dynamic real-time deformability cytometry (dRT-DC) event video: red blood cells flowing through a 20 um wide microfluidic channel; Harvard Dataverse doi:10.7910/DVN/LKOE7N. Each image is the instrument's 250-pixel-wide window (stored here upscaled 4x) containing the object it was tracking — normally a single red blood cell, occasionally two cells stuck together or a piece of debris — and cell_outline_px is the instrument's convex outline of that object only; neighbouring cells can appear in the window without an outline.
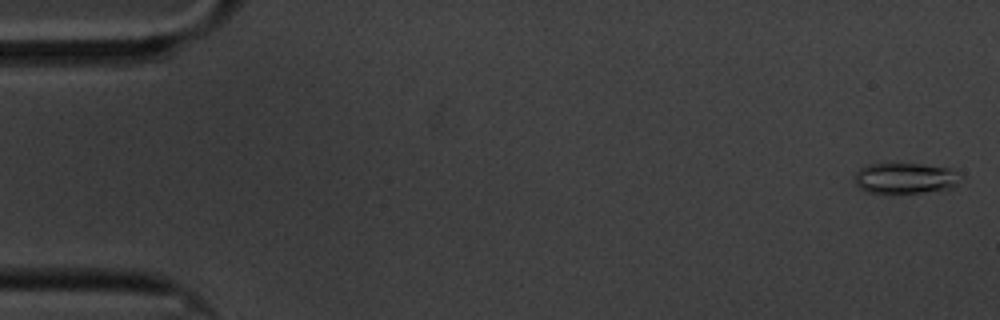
{"species": "common noctule bat (a hibernating species)", "species_latin": "Nyctalus noctula", "temperature_condition": "cold", "stored_images_in_passage": 54, "camera_frame_rate_fps": 3000, "um_per_image_px": 0.085, "animal": {"sex": "male", "body_mass_g": 20.1, "forearm_length_mm": 53.5}, "frame": {"image": 1, "passage_image": 2, "time_ms": 0.333, "image_size_px": [1000, 320], "cell_outline_px": [[964, 176], [952, 188], [920, 192], [868, 192], [860, 188], [856, 184], [856, 172], [860, 168], [868, 164], [920, 164], [948, 168]], "centroid_in_image_um": [76.97, 15.13], "position_along_channel_um": 8.0, "area_um2": 18.61}}
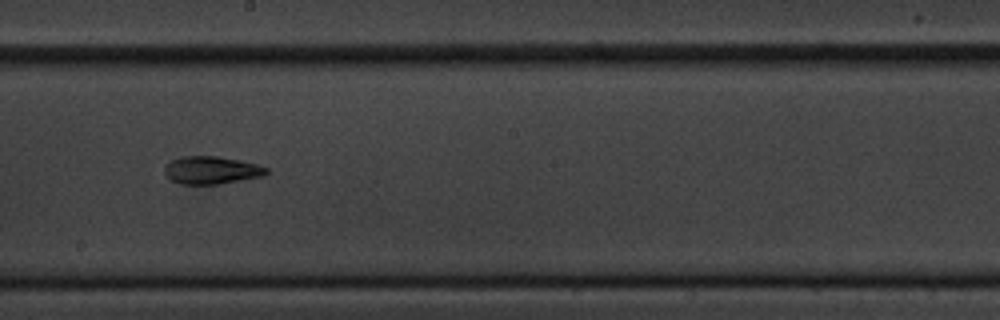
{"frame": {"image": 2, "passage_image": 34, "time_ms": 11.0, "image_size_px": [1000, 320], "cell_outline_px": [[268, 172], [264, 176], [220, 184], [180, 184], [172, 180], [164, 172], [164, 168], [172, 160], [180, 156], [216, 156], [240, 160], [256, 164], [268, 168]], "centroid_in_image_um": [17.99, 14.46], "position_along_channel_um": 230.2, "area_um2": 16.42}}
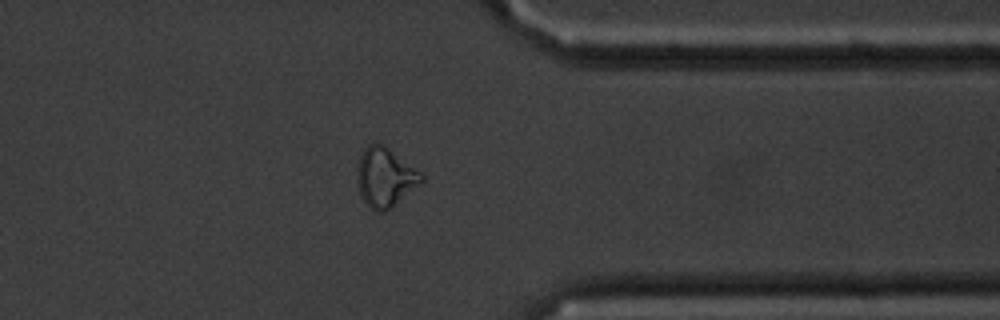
{"frame": {"image": 3, "passage_image": 48, "time_ms": 15.667, "image_size_px": [1000, 320], "cell_outline_px": [[424, 180], [384, 212], [372, 212], [360, 196], [356, 168], [360, 152], [368, 144], [380, 144], [388, 148], [424, 172]], "centroid_in_image_um": [32.72, 15.06], "position_along_channel_um": 378.7, "area_um2": 22.25}}